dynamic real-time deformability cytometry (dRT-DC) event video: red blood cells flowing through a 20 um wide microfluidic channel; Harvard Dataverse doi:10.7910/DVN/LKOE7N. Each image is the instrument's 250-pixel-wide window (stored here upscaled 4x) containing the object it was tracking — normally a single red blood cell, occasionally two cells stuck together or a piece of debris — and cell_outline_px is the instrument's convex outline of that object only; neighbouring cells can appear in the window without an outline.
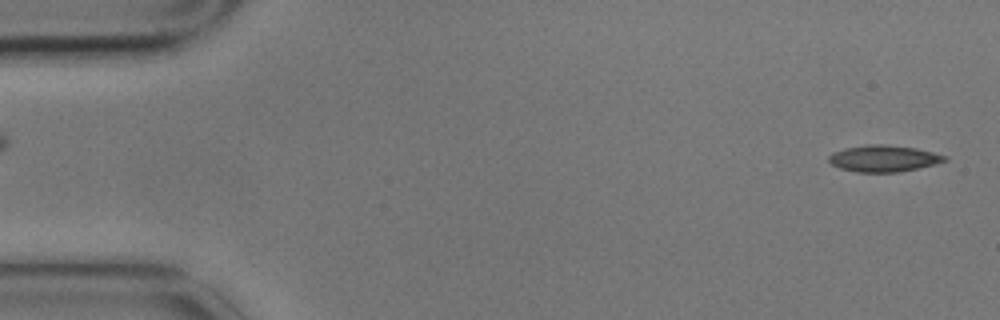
{"species": "common noctule bat (a hibernating species)", "species_latin": "Nyctalus noctula", "temperature_condition": "cold", "stored_images_in_passage": 2, "segment_of_instrument_passage": [2, 2], "camera_frame_rate_fps": 3000, "um_per_image_px": 0.085, "animal": {"sex": "male", "body_mass_g": 17.9}, "frame": {"image": 1, "passage_image": 2, "time_ms": 0.333, "image_size_px": [1000, 320], "cell_outline_px": [[948, 160], [916, 168], [896, 172], [856, 172], [840, 168], [832, 164], [828, 160], [828, 156], [832, 152], [844, 148], [868, 144], [884, 144], [916, 148], [948, 156]], "centroid_in_image_um": [75.07, 13.46], "position_along_channel_um": 9.9, "area_um2": 17.8}}